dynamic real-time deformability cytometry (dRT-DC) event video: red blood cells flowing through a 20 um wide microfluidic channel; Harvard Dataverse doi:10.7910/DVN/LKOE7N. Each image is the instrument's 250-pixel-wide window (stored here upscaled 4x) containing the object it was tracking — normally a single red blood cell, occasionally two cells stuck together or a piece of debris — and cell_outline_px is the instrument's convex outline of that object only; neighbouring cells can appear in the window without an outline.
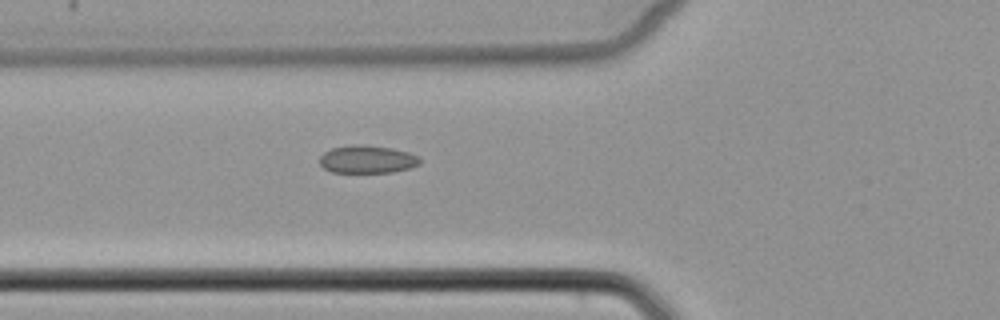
{"species": "common noctule bat (a hibernating species)", "species_latin": "Nyctalus noctula", "temperature_condition": "cold", "stored_images_in_passage": 5, "camera_frame_rate_fps": 3000, "um_per_image_px": 0.085, "animal": {"sex": "female", "body_mass_g": 22.7, "forearm_length_mm": 54.2}, "frame": {"image": 1, "passage_image": 5, "time_ms": 4.667, "image_size_px": [1000, 320], "cell_outline_px": [[420, 164], [412, 168], [392, 172], [332, 172], [324, 168], [320, 164], [320, 156], [324, 152], [332, 148], [356, 144], [364, 144], [392, 148], [408, 152], [420, 156]], "centroid_in_image_um": [31.25, 13.54], "position_along_channel_um": 94.6, "area_um2": 16.36}}